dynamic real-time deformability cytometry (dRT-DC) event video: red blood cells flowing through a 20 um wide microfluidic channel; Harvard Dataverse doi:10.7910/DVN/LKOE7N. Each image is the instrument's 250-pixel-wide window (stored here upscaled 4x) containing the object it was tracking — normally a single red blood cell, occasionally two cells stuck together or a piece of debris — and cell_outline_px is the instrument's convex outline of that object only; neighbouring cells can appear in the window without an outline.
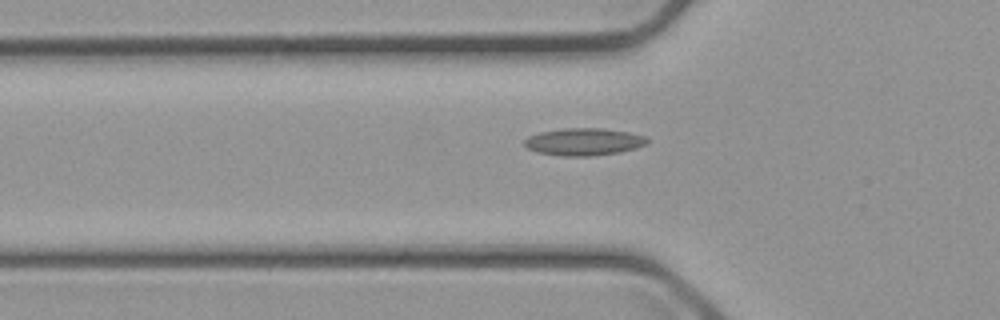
{"species": "common noctule bat (a hibernating species)", "species_latin": "Nyctalus noctula", "temperature_condition": "cold", "stored_images_in_passage": 42, "camera_frame_rate_fps": 3000, "um_per_image_px": 0.085, "animal": {"sex": "male", "body_mass_g": 23.1, "forearm_length_mm": 52.7}, "frame": {"image": 1, "passage_image": 4, "time_ms": 1.0, "image_size_px": [1000, 320], "cell_outline_px": [[648, 140], [644, 144], [636, 148], [620, 152], [592, 156], [560, 156], [536, 152], [528, 148], [524, 144], [524, 140], [528, 136], [540, 132], [564, 128], [604, 128], [628, 132], [644, 136]], "centroid_in_image_um": [49.59, 12.05], "position_along_channel_um": 76.2, "area_um2": 19.54}}
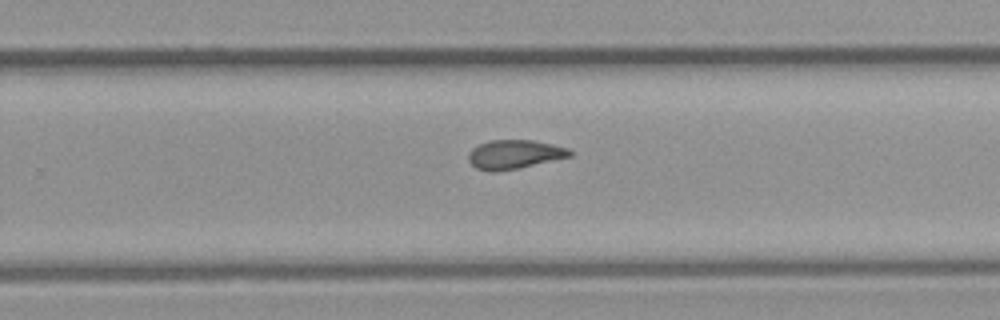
{"frame": {"image": 2, "passage_image": 21, "time_ms": 6.667, "image_size_px": [1000, 320], "cell_outline_px": [[572, 156], [516, 168], [496, 172], [492, 172], [476, 168], [468, 160], [468, 152], [472, 148], [488, 140], [532, 140], [552, 144], [568, 148], [572, 152]], "centroid_in_image_um": [43.69, 13.11], "position_along_channel_um": 286.1, "area_um2": 16.99}}
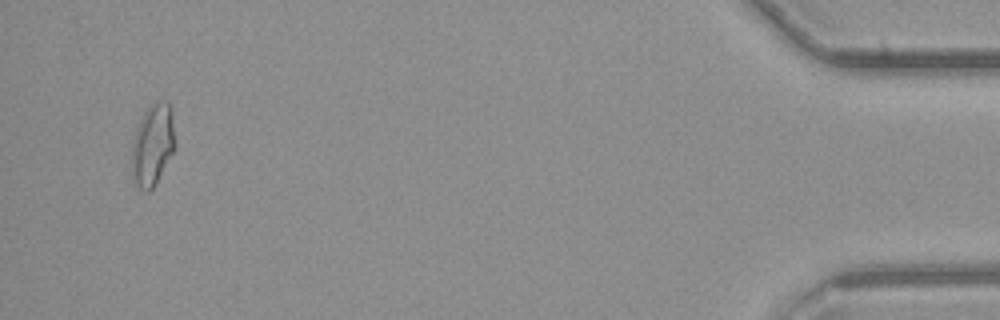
{"frame": {"image": 3, "passage_image": 39, "time_ms": 12.667, "image_size_px": [1000, 320], "cell_outline_px": [[172, 152], [156, 184], [148, 192], [144, 192], [136, 184], [132, 168], [132, 144], [136, 128], [144, 112], [156, 100], [164, 100], [172, 108]], "centroid_in_image_um": [12.94, 12.3], "position_along_channel_um": 422.3, "area_um2": 19.94}}